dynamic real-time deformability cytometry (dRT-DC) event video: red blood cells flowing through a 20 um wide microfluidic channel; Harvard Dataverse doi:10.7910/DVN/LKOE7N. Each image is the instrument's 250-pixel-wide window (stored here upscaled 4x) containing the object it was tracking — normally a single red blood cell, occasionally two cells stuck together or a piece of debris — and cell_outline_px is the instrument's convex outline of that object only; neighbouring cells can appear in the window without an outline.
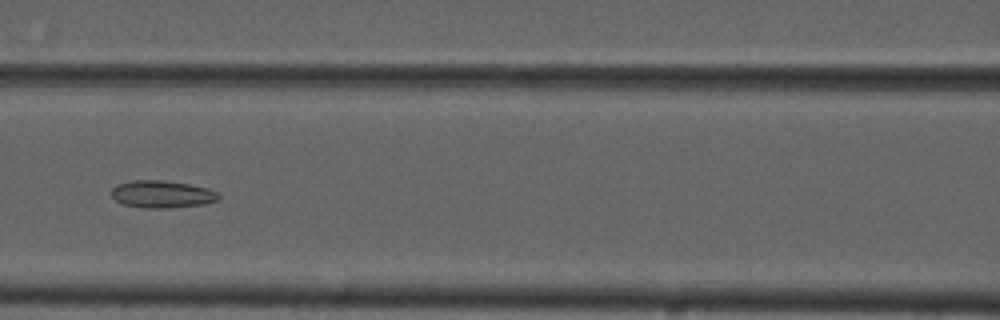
{"species": "common noctule bat (a hibernating species)", "species_latin": "Nyctalus noctula", "temperature_condition": "cold", "stored_images_in_passage": 7, "camera_frame_rate_fps": 3000, "um_per_image_px": 0.085, "animal": {"sex": "male", "forearm_length_mm": 52.5}, "frame": {"image": 1, "passage_image": 7, "time_ms": 7.0, "image_size_px": [1000, 320], "cell_outline_px": [[220, 196], [216, 200], [204, 204], [168, 208], [144, 208], [124, 204], [116, 200], [112, 196], [112, 188], [116, 184], [132, 180], [164, 180], [188, 184], [208, 188], [220, 192]], "centroid_in_image_um": [13.78, 16.5], "position_along_channel_um": 152.8, "area_um2": 17.11}}